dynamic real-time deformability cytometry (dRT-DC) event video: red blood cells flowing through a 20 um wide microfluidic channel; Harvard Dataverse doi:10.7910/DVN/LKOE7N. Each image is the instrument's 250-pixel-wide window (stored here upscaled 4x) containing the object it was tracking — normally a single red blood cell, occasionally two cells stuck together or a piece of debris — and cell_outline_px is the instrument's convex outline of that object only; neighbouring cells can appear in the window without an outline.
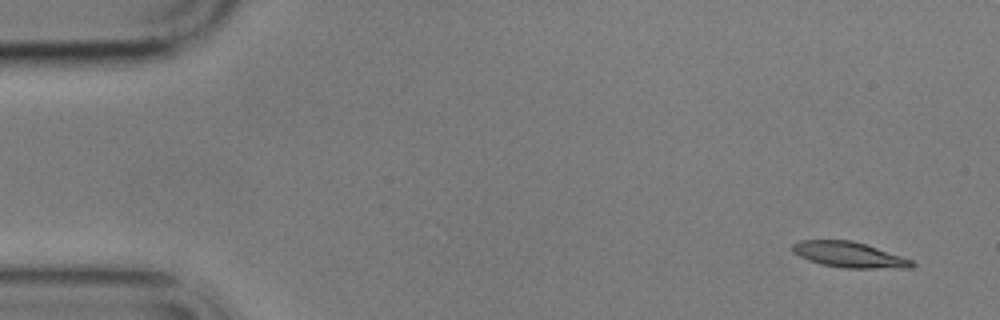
{"species": "common noctule bat (a hibernating species)", "species_latin": "Nyctalus noctula", "temperature_condition": "cold", "stored_images_in_passage": 5, "camera_frame_rate_fps": 3000, "um_per_image_px": 0.085, "animal": {"sex": "male", "body_mass_g": 17.9}, "frame": {"image": 1, "passage_image": 1, "time_ms": 0.0, "image_size_px": [1000, 320], "cell_outline_px": [[916, 264], [912, 268], [848, 268], [820, 264], [808, 260], [792, 252], [792, 244], [800, 240], [852, 240], [916, 260]], "centroid_in_image_um": [72.22, 21.65], "position_along_channel_um": 12.8, "area_um2": 17.98}}
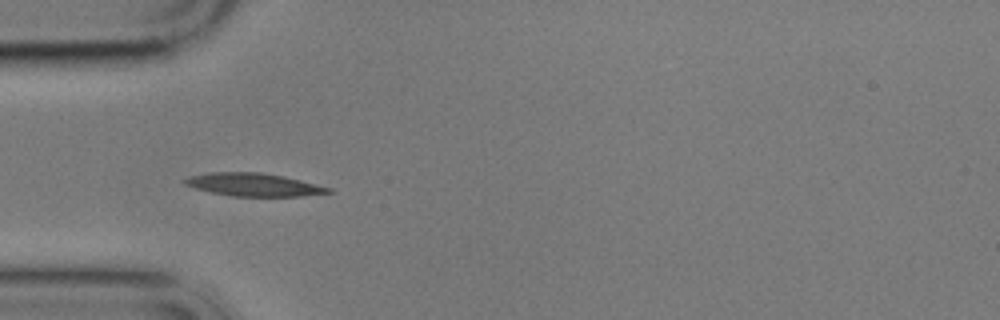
{"frame": {"image": 2, "passage_image": 5, "time_ms": 4.667, "image_size_px": [1000, 320], "cell_outline_px": [[332, 192], [300, 196], [232, 196], [212, 192], [196, 188], [184, 184], [180, 180], [188, 176], [212, 172], [260, 172], [284, 176], [332, 188]], "centroid_in_image_um": [21.52, 15.69], "position_along_channel_um": 63.5, "area_um2": 19.13}}